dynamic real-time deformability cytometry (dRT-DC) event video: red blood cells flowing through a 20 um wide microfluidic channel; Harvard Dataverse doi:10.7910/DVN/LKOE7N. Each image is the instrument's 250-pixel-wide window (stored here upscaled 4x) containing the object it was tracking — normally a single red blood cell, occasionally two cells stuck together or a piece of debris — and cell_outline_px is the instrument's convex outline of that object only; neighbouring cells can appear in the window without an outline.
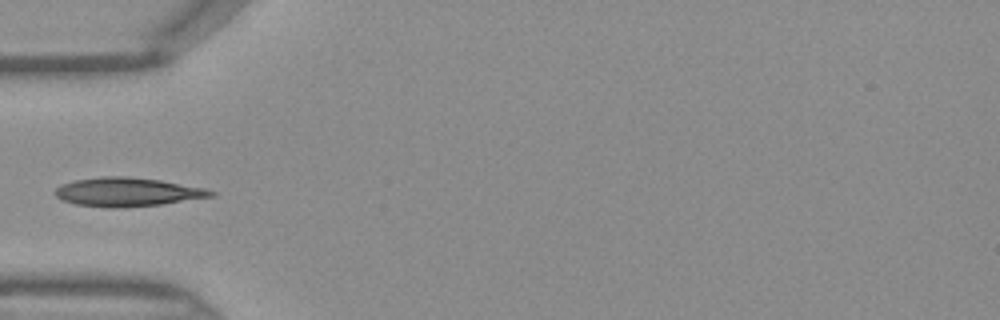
{"species": "Egyptian fruit bat (a non-hibernating species)", "species_latin": "Rousettus aegyptiacus", "temperature_condition": "warm", "stored_images_in_passage": 32, "camera_frame_rate_fps": 3000, "um_per_image_px": 0.085, "frame": {"image": 1, "passage_image": 1, "time_ms": 0.0, "image_size_px": [1000, 320], "cell_outline_px": [[216, 196], [160, 204], [124, 208], [108, 208], [76, 204], [64, 200], [56, 196], [52, 192], [60, 184], [76, 180], [100, 176], [128, 176], [160, 180], [204, 188], [216, 192]], "centroid_in_image_um": [10.81, 16.32], "position_along_channel_um": 74.2, "area_um2": 26.24}}
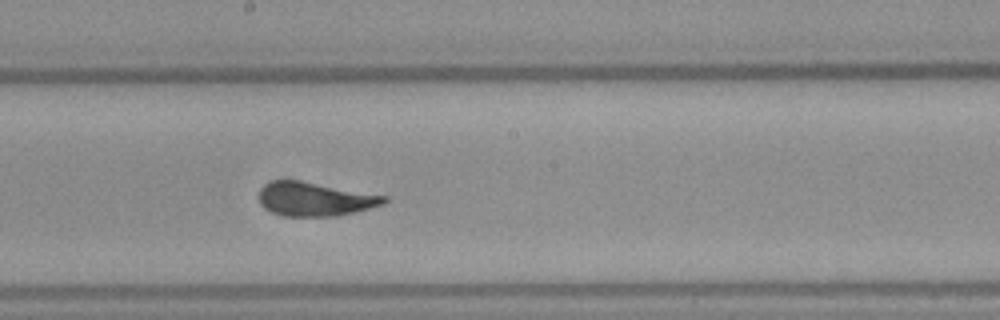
{"frame": {"image": 2, "passage_image": 11, "time_ms": 3.333, "image_size_px": [1000, 320], "cell_outline_px": [[388, 200], [384, 204], [356, 212], [336, 216], [284, 216], [272, 212], [264, 208], [260, 204], [260, 188], [264, 184], [272, 180], [300, 180], [388, 196]], "centroid_in_image_um": [26.77, 16.92], "position_along_channel_um": 221.4, "area_um2": 24.8}}
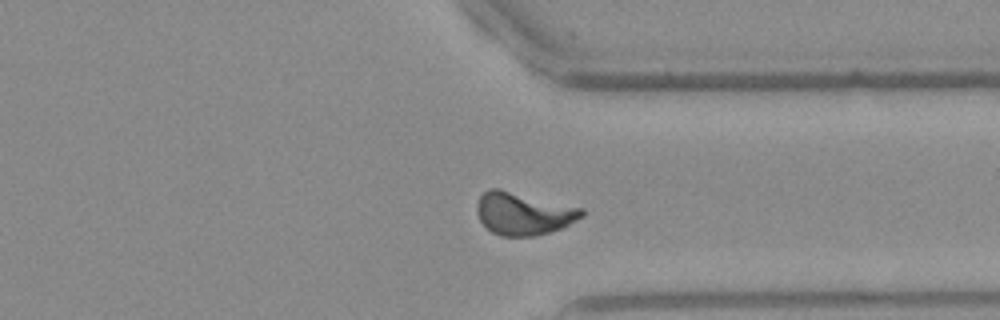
{"frame": {"image": 3, "passage_image": 21, "time_ms": 6.667, "image_size_px": [1000, 320], "cell_outline_px": [[584, 216], [564, 228], [532, 236], [500, 236], [492, 232], [480, 220], [476, 212], [476, 204], [480, 196], [488, 188], [500, 188], [584, 208]], "centroid_in_image_um": [44.5, 18.14], "position_along_channel_um": 366.9, "area_um2": 26.3}}